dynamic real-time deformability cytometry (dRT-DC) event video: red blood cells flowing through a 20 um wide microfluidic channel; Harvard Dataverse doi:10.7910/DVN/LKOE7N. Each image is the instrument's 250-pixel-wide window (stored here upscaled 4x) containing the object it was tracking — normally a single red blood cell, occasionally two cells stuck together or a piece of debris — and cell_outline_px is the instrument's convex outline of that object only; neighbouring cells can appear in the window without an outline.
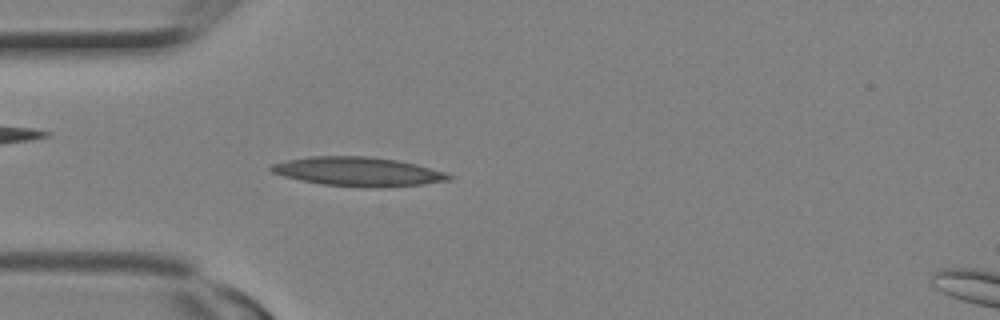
{"species": "Egyptian fruit bat (a non-hibernating species)", "species_latin": "Rousettus aegyptiacus", "temperature_condition": "room temperature", "stored_images_in_passage": 12, "camera_frame_rate_fps": 3000, "um_per_image_px": 0.085, "animal": {"sex": "female"}, "frame": {"image": 1, "passage_image": 7, "time_ms": 2.0, "image_size_px": [1000, 320], "cell_outline_px": [[452, 176], [448, 180], [420, 184], [384, 188], [376, 188], [324, 184], [284, 176], [272, 172], [268, 168], [272, 164], [288, 160], [308, 156], [368, 156], [396, 160], [416, 164], [444, 172]], "centroid_in_image_um": [30.43, 14.58], "position_along_channel_um": 54.6, "area_um2": 29.71}}
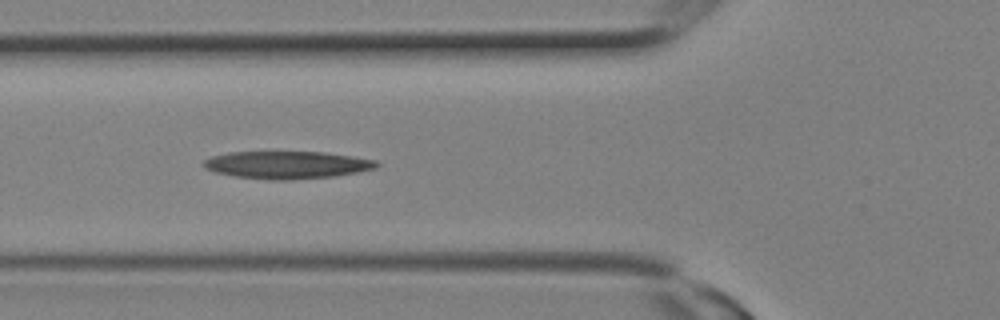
{"frame": {"image": 2, "passage_image": 9, "time_ms": 2.667, "image_size_px": [1000, 320], "cell_outline_px": [[380, 164], [376, 168], [336, 176], [292, 180], [268, 180], [236, 176], [216, 172], [204, 168], [200, 164], [204, 160], [212, 156], [228, 152], [328, 152], [376, 160]], "centroid_in_image_um": [24.39, 14.01], "position_along_channel_um": 101.4, "area_um2": 27.92}}
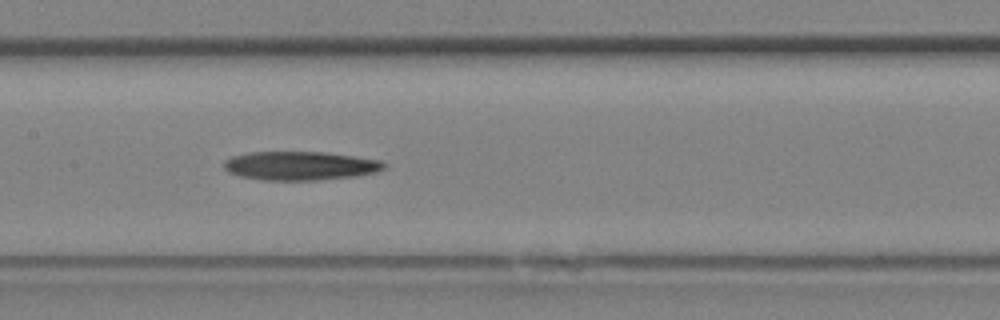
{"frame": {"image": 3, "passage_image": 12, "time_ms": 3.667, "image_size_px": [1000, 320], "cell_outline_px": [[388, 168], [376, 172], [356, 176], [320, 180], [260, 180], [240, 176], [228, 172], [224, 168], [224, 160], [232, 156], [248, 152], [324, 152], [380, 160], [388, 164]], "centroid_in_image_um": [25.53, 14.09], "position_along_channel_um": 181.9, "area_um2": 27.05}}